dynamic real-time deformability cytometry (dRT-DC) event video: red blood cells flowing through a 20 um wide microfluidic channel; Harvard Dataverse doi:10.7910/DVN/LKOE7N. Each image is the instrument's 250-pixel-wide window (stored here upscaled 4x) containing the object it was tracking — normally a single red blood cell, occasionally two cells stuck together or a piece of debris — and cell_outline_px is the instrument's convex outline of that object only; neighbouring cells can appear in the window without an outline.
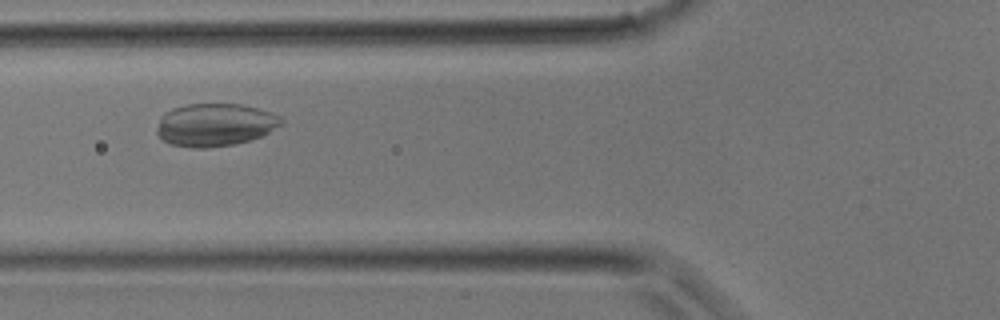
{"species": "common noctule bat (a hibernating species)", "species_latin": "Nyctalus noctula", "temperature_condition": "room temperature", "stored_images_in_passage": 29, "camera_frame_rate_fps": 3000, "um_per_image_px": 0.085, "animal": {"sex": "male", "body_mass_g": 17.9}, "frame": {"image": 1, "passage_image": 8, "time_ms": 2.333, "image_size_px": [1000, 320], "cell_outline_px": [[284, 120], [280, 124], [268, 132], [252, 140], [232, 144], [208, 148], [192, 148], [168, 144], [156, 132], [156, 128], [160, 116], [172, 108], [188, 104], [240, 104], [272, 112], [280, 116]], "centroid_in_image_um": [18.24, 10.61], "position_along_channel_um": 107.6, "area_um2": 31.04}}
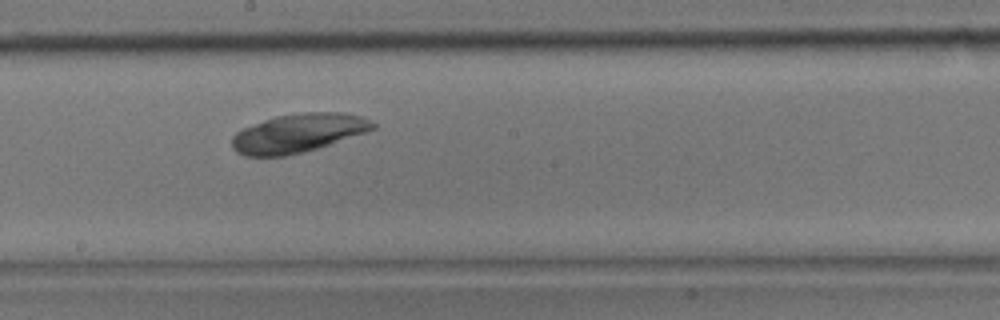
{"frame": {"image": 2, "passage_image": 14, "time_ms": 4.333, "image_size_px": [1000, 320], "cell_outline_px": [[376, 128], [368, 132], [304, 152], [284, 156], [244, 156], [236, 152], [232, 148], [232, 136], [236, 132], [244, 128], [264, 120], [276, 116], [304, 112], [336, 112], [360, 116], [372, 120], [376, 124]], "centroid_in_image_um": [25.35, 11.32], "position_along_channel_um": 222.8, "area_um2": 31.73}}
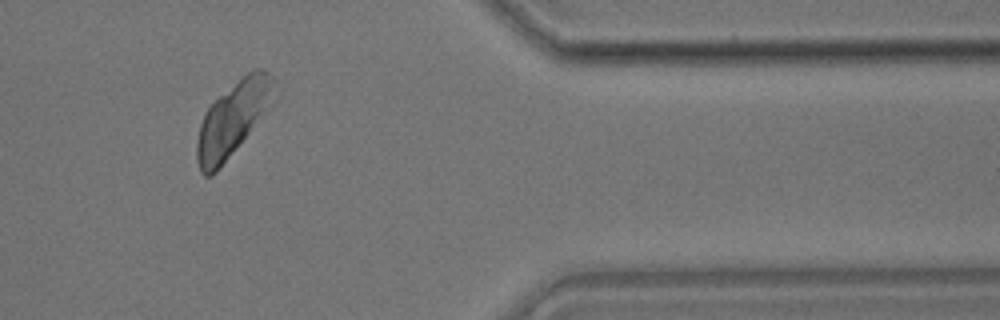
{"frame": {"image": 3, "passage_image": 24, "time_ms": 7.667, "image_size_px": [1000, 320], "cell_outline_px": [[276, 100], [216, 172], [212, 176], [204, 176], [200, 172], [196, 160], [196, 144], [200, 124], [208, 108], [220, 96], [248, 72], [256, 68], [260, 68], [272, 76], [276, 80]], "centroid_in_image_um": [19.82, 10.1], "position_along_channel_um": 391.6, "area_um2": 33.06}}